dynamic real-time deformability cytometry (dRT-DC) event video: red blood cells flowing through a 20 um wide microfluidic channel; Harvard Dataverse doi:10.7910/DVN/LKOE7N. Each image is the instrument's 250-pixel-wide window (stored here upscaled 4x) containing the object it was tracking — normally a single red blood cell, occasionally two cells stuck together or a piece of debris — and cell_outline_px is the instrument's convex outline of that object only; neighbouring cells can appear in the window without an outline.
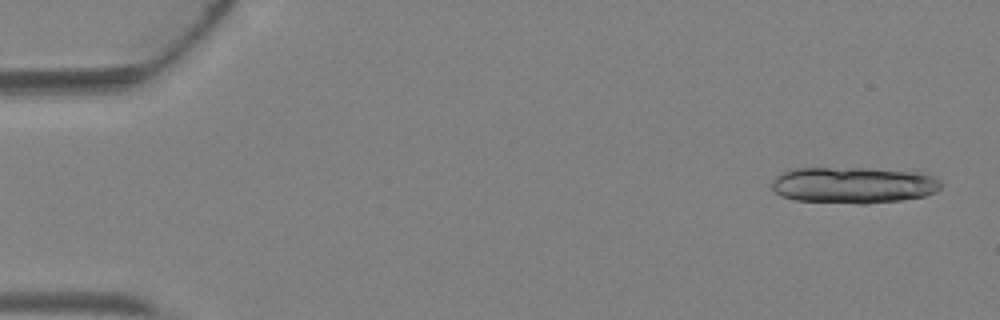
{"species": "Egyptian fruit bat (a non-hibernating species)", "species_latin": "Rousettus aegyptiacus", "temperature_condition": "warm", "stored_images_in_passage": 4, "camera_frame_rate_fps": 3000, "um_per_image_px": 0.085, "animal": {"sex": "female"}, "frame": {"image": 1, "passage_image": 1, "time_ms": 0.0, "image_size_px": [1000, 320], "cell_outline_px": [[944, 184], [936, 192], [924, 196], [900, 200], [868, 204], [860, 204], [796, 200], [780, 196], [772, 188], [772, 180], [780, 172], [788, 168], [864, 168], [912, 172], [928, 176], [940, 180]], "centroid_in_image_um": [72.48, 15.74], "position_along_channel_um": 12.5, "area_um2": 35.89}}
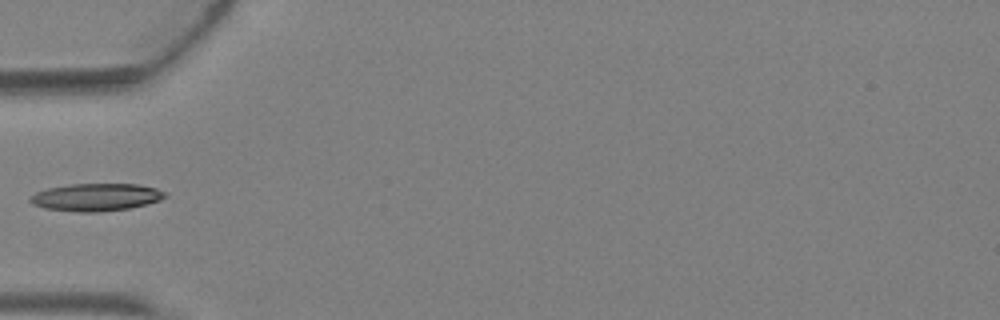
{"frame": {"image": 2, "passage_image": 4, "time_ms": 1.0, "image_size_px": [1000, 320], "cell_outline_px": [[168, 196], [160, 200], [148, 204], [128, 208], [100, 212], [80, 212], [44, 208], [32, 204], [28, 200], [28, 196], [36, 192], [48, 188], [68, 184], [136, 184], [156, 188], [168, 192]], "centroid_in_image_um": [8.17, 16.76], "position_along_channel_um": 76.8, "area_um2": 21.85}}